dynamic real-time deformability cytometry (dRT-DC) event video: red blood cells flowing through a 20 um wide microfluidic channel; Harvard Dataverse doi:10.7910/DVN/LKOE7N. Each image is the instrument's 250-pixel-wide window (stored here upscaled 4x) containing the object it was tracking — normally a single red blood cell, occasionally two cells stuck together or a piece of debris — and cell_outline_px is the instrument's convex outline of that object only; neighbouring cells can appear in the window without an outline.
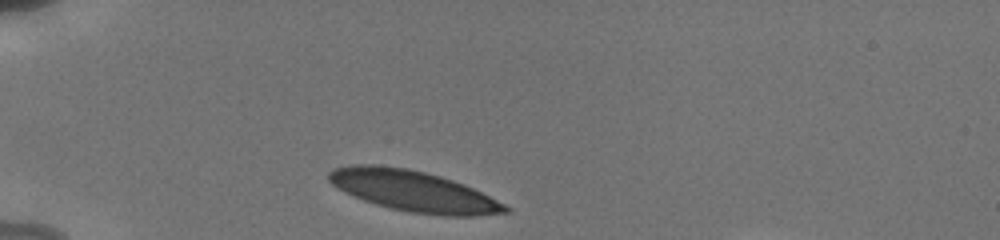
{"species": "human", "species_latin": "Homo sapiens", "temperature_condition": "cold", "stored_images_in_passage": 3, "camera_frame_rate_fps": 3000, "um_per_image_px": 0.085, "donor": {"sex": "male"}, "frame": {"image": 1, "passage_image": 1, "time_ms": 0.0, "image_size_px": [1000, 240], "cell_outline_px": [[512, 208], [508, 212], [476, 216], [444, 216], [412, 212], [392, 208], [376, 204], [352, 196], [344, 192], [332, 184], [328, 180], [328, 172], [336, 168], [352, 164], [376, 164], [408, 168], [440, 176], [464, 184]], "centroid_in_image_um": [35.11, 16.23], "position_along_channel_um": 49.9, "area_um2": 41.79}}
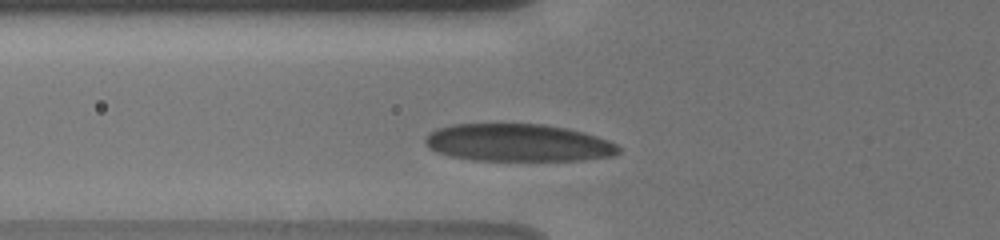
{"frame": {"image": 2, "passage_image": 3, "time_ms": 1.667, "image_size_px": [1000, 240], "cell_outline_px": [[620, 152], [612, 156], [584, 160], [472, 160], [452, 156], [436, 152], [428, 148], [424, 144], [424, 136], [428, 132], [436, 128], [452, 124], [544, 124], [568, 128], [584, 132], [608, 140], [616, 144], [620, 148]], "centroid_in_image_um": [44.0, 12.13], "position_along_channel_um": 81.8, "area_um2": 42.6}}